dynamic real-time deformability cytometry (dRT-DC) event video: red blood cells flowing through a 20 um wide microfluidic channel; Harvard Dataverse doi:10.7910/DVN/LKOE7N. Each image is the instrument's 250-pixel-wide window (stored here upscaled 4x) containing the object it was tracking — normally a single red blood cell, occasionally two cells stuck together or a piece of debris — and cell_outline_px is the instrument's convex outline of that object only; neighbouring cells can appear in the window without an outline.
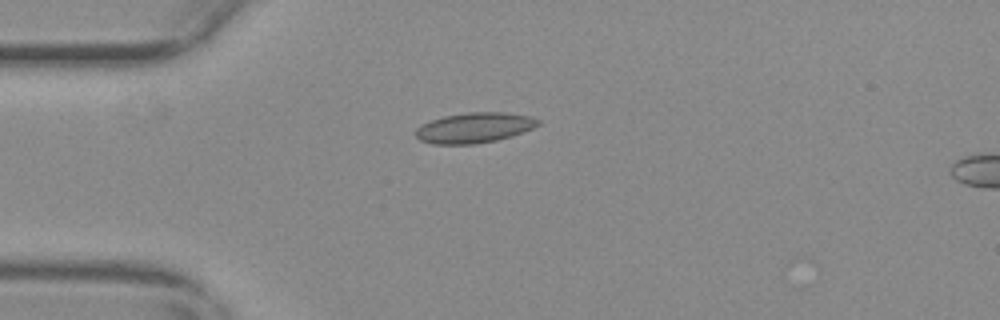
{"species": "common noctule bat (a hibernating species)", "species_latin": "Nyctalus noctula", "temperature_condition": "warm", "stored_images_in_passage": 42, "camera_frame_rate_fps": 3000, "um_per_image_px": 0.085, "animal": {"sex": "female", "body_mass_g": 29.2, "forearm_length_mm": 56.3}, "frame": {"image": 1, "passage_image": 1, "time_ms": 0.0, "image_size_px": [1000, 320], "cell_outline_px": [[540, 124], [532, 128], [512, 136], [496, 140], [476, 144], [432, 144], [420, 140], [416, 136], [416, 128], [432, 120], [444, 116], [468, 112], [504, 112], [532, 116], [540, 120]], "centroid_in_image_um": [40.34, 10.85], "position_along_channel_um": 44.7, "area_um2": 21.56}}
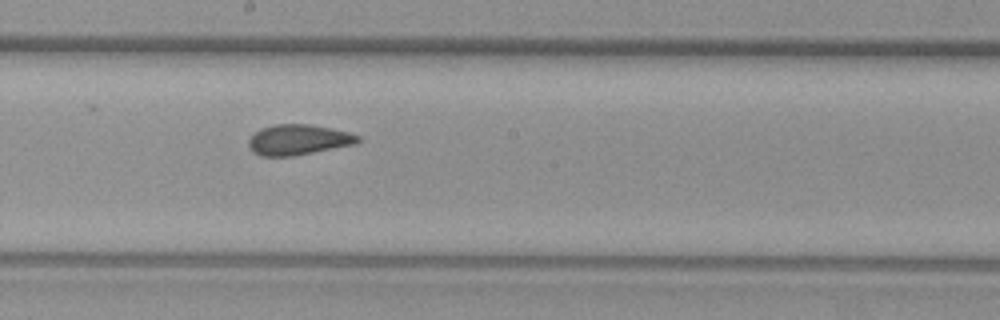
{"frame": {"image": 2, "passage_image": 17, "time_ms": 5.333, "image_size_px": [1000, 320], "cell_outline_px": [[360, 140], [356, 144], [292, 156], [260, 156], [252, 152], [248, 148], [248, 140], [260, 128], [276, 124], [308, 124], [332, 128], [348, 132], [360, 136]], "centroid_in_image_um": [25.34, 11.88], "position_along_channel_um": 222.9, "area_um2": 19.42}}
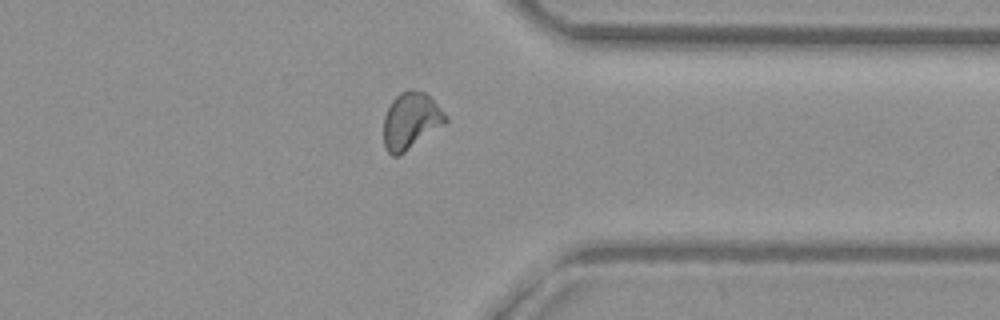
{"frame": {"image": 3, "passage_image": 30, "time_ms": 9.667, "image_size_px": [1000, 320], "cell_outline_px": [[448, 120], [444, 124], [404, 152], [396, 156], [392, 156], [388, 152], [384, 144], [384, 116], [392, 100], [400, 92], [408, 88], [424, 92], [448, 116]], "centroid_in_image_um": [34.9, 10.24], "position_along_channel_um": 376.5, "area_um2": 20.11}, "authors_computed_cell_mechanics": {"area_um2": 19.6231, "velocity_mm_per_s": 3.688, "shape_relaxation_time_tau1_ms": null, "shape_relaxation_time_tau2_ms": 1.3308, "deformation_change_tau1": null, "deformation_change_tau2": 0.064}}